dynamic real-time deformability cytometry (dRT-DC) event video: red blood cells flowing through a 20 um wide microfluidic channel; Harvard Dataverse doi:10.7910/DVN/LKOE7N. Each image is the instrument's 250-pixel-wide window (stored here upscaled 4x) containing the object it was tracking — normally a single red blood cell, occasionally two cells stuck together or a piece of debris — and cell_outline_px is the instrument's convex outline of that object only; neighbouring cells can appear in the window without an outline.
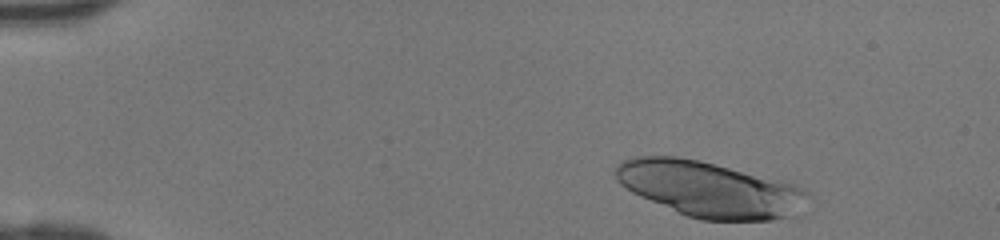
{"species": "human", "species_latin": "Homo sapiens", "temperature_condition": "room temperature", "stored_images_in_passage": 19, "camera_frame_rate_fps": 3000, "um_per_image_px": 0.085, "donor": {"sex": "female"}, "frame": {"image": 1, "passage_image": 2, "time_ms": 0.333, "image_size_px": [1000, 240], "cell_outline_px": [[812, 196], [808, 216], [772, 220], [700, 220], [688, 216], [640, 196], [632, 192], [620, 184], [616, 180], [616, 164], [624, 160], [636, 156], [676, 156], [700, 160], [784, 180], [796, 184], [808, 192]], "centroid_in_image_um": [60.52, 16.11], "position_along_channel_um": 24.5, "area_um2": 63.81}}